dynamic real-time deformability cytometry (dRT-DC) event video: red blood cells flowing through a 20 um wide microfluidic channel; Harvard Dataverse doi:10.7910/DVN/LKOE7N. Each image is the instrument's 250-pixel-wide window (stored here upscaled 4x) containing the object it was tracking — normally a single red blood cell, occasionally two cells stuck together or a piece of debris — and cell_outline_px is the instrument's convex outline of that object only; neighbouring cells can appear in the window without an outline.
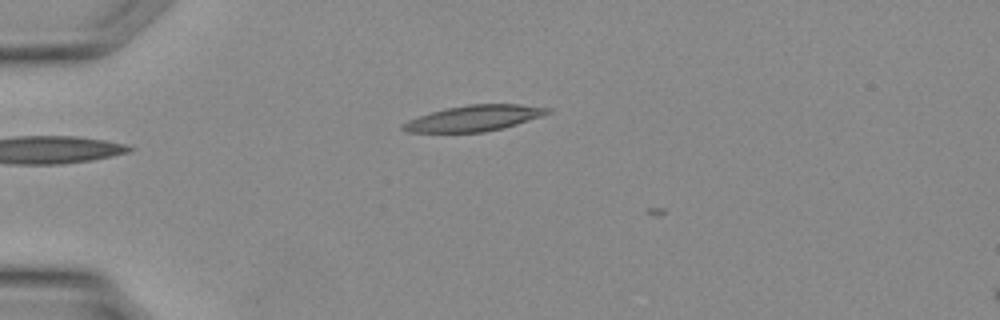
{"species": "Egyptian fruit bat (a non-hibernating species)", "species_latin": "Rousettus aegyptiacus", "temperature_condition": "warm", "stored_images_in_passage": 4, "camera_frame_rate_fps": 3000, "um_per_image_px": 0.085, "animal": {"sex": "female"}, "frame": {"image": 1, "passage_image": 1, "time_ms": 0.0, "image_size_px": [1000, 320], "cell_outline_px": [[552, 112], [504, 128], [484, 132], [408, 132], [400, 128], [400, 124], [408, 120], [432, 112], [448, 108], [468, 104], [520, 104], [552, 108]], "centroid_in_image_um": [40.3, 10.04], "position_along_channel_um": 44.7, "area_um2": 21.62}}